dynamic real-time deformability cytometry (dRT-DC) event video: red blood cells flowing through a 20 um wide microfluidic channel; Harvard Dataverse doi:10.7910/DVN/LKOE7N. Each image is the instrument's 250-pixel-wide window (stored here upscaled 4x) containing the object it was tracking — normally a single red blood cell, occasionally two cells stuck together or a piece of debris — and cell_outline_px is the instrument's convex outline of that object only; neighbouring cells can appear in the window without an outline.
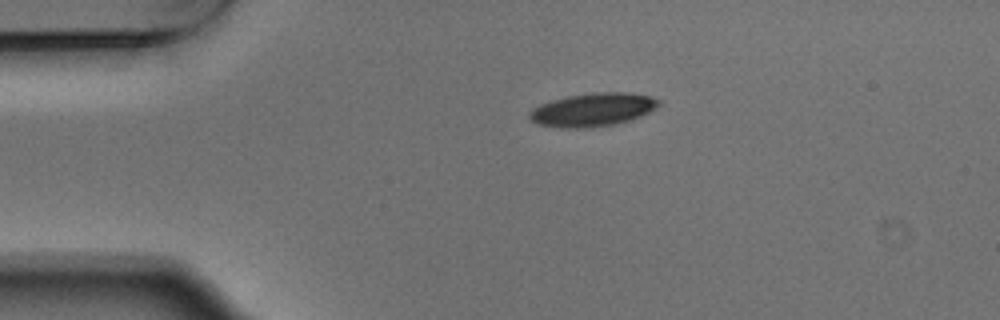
{"species": "Egyptian fruit bat (a non-hibernating species)", "species_latin": "Rousettus aegyptiacus", "temperature_condition": "warm", "stored_images_in_passage": 2, "camera_frame_rate_fps": 3000, "um_per_image_px": 0.085, "animal": {"sex": "male"}, "frame": {"image": 1, "passage_image": 1, "time_ms": 0.0, "image_size_px": [1000, 320], "cell_outline_px": [[660, 104], [656, 108], [640, 116], [628, 120], [612, 124], [584, 128], [560, 128], [536, 124], [528, 116], [528, 112], [532, 108], [540, 104], [552, 100], [568, 96], [596, 92], [628, 92], [648, 96], [660, 100]], "centroid_in_image_um": [50.34, 9.32], "position_along_channel_um": 34.7, "area_um2": 24.97}}